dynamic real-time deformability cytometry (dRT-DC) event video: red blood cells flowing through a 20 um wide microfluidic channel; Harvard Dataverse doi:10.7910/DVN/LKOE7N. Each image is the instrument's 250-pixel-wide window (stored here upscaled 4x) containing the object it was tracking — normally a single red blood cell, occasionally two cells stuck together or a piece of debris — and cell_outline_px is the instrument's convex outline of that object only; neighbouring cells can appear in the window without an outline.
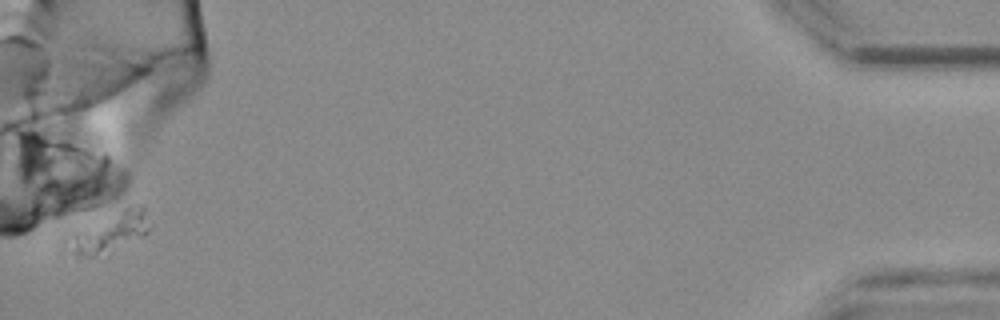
{"species": "common noctule bat (a hibernating species)", "species_latin": "Nyctalus noctula", "temperature_condition": "warm", "stored_images_in_passage": 42, "camera_frame_rate_fps": 3000, "um_per_image_px": 0.085, "animal": {"sex": "female", "body_mass_g": 25.1}, "frame": {"image": 1, "passage_image": 42, "time_ms": 13.667, "image_size_px": [1000, 320], "cell_outline_px": [[148, 232], [140, 236], [92, 256], [76, 256], [60, 252], [60, 240], [64, 236], [132, 204], [144, 204], [148, 228]], "centroid_in_image_um": [9.07, 19.75], "position_along_channel_um": 426.1, "area_um2": 18.9}}